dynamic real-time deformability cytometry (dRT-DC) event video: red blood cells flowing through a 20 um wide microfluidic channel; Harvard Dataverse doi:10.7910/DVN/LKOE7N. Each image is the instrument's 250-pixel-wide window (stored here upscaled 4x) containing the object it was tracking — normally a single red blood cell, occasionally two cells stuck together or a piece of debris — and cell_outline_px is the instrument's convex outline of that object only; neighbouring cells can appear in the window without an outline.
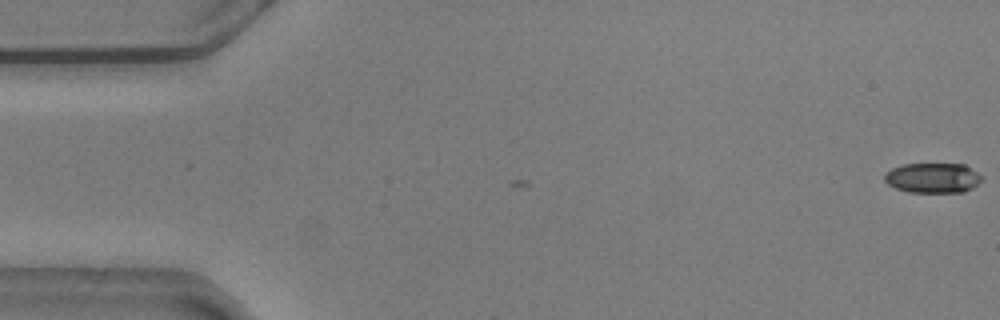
{"species": "common noctule bat (a hibernating species)", "species_latin": "Nyctalus noctula", "temperature_condition": "warm", "stored_images_in_passage": 3, "camera_frame_rate_fps": 3000, "um_per_image_px": 0.085, "animal": {"sex": "male", "body_mass_g": 20.5, "forearm_length_mm": 52.5}, "frame": {"image": 1, "passage_image": 1, "time_ms": 0.0, "image_size_px": [1000, 320], "cell_outline_px": [[980, 180], [972, 188], [964, 192], [908, 192], [896, 188], [888, 184], [884, 180], [884, 176], [892, 168], [904, 164], [964, 164], [976, 172], [980, 176]], "centroid_in_image_um": [79.26, 15.12], "position_along_channel_um": 5.7, "area_um2": 16.76}}